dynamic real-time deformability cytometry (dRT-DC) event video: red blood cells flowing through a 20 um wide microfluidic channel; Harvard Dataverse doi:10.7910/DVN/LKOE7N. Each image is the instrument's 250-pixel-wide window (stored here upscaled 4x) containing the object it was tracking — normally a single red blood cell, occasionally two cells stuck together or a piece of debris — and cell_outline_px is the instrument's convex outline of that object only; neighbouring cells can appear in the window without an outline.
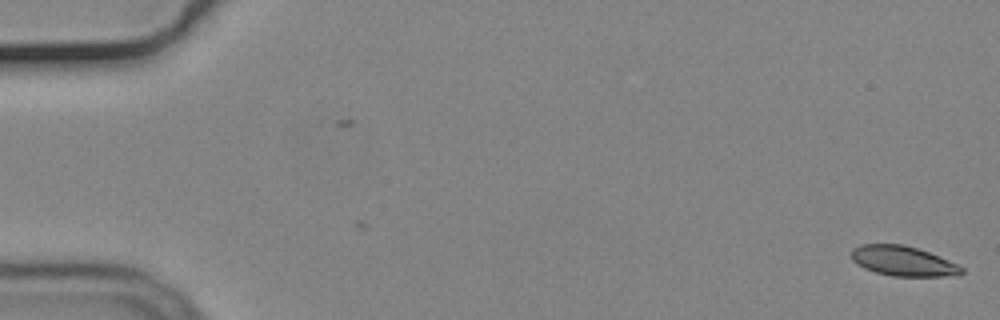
{"species": "common noctule bat (a hibernating species)", "species_latin": "Nyctalus noctula", "temperature_condition": "cold", "stored_images_in_passage": 2, "camera_frame_rate_fps": 3000, "um_per_image_px": 0.085, "animal": {"sex": "male", "body_mass_g": 19.2, "forearm_length_mm": 51.8}, "frame": {"image": 1, "passage_image": 2, "time_ms": 0.333, "image_size_px": [1000, 320], "cell_outline_px": [[964, 272], [960, 276], [892, 276], [876, 272], [864, 268], [856, 264], [852, 260], [852, 248], [860, 244], [904, 244], [928, 252], [948, 260], [964, 268]], "centroid_in_image_um": [76.76, 22.19], "position_along_channel_um": 8.2, "area_um2": 19.25}}